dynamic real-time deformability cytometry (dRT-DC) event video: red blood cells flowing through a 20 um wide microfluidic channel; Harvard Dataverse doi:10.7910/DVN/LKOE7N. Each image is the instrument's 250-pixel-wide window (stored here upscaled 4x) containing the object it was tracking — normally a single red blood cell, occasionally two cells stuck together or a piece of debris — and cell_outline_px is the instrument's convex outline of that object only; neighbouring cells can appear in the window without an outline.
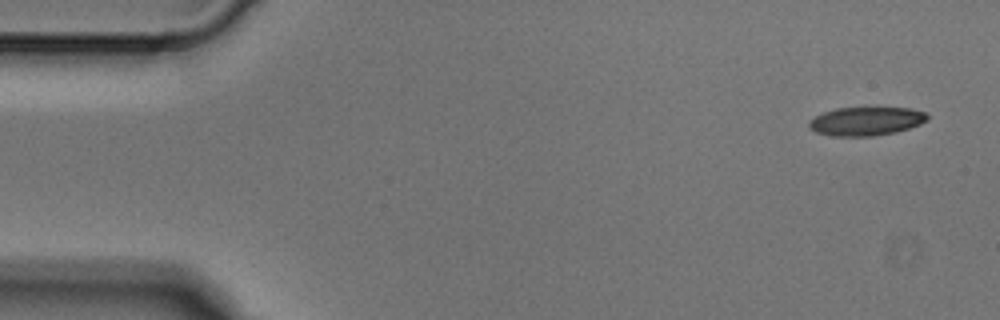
{"species": "Egyptian fruit bat (a non-hibernating species)", "species_latin": "Rousettus aegyptiacus", "temperature_condition": "cold", "stored_images_in_passage": 4, "camera_frame_rate_fps": 3000, "um_per_image_px": 0.085, "animal": {"sex": "male"}, "frame": {"image": 1, "passage_image": 1, "time_ms": 0.0, "image_size_px": [1000, 320], "cell_outline_px": [[928, 120], [920, 124], [896, 132], [872, 136], [832, 136], [816, 132], [808, 128], [808, 120], [824, 112], [836, 108], [912, 108], [924, 112], [928, 116]], "centroid_in_image_um": [73.59, 10.31], "position_along_channel_um": 11.4, "area_um2": 19.71}}
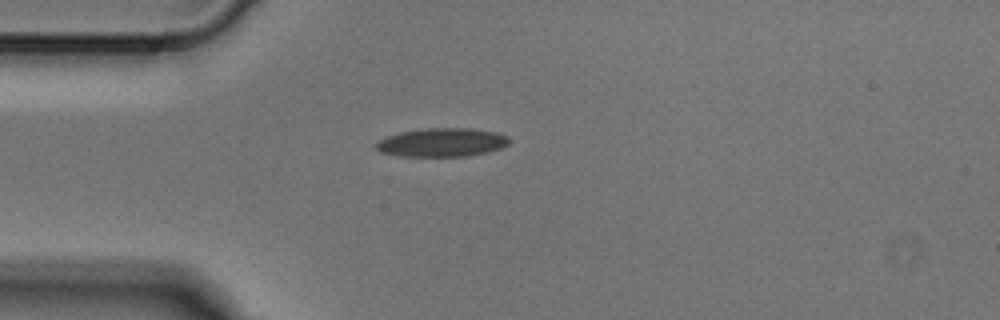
{"frame": {"image": 2, "passage_image": 4, "time_ms": 1.0, "image_size_px": [1000, 320], "cell_outline_px": [[508, 144], [500, 148], [488, 152], [468, 156], [400, 156], [380, 152], [376, 148], [376, 144], [380, 140], [388, 136], [400, 132], [424, 128], [472, 128], [496, 132], [508, 136]], "centroid_in_image_um": [37.58, 12.1], "position_along_channel_um": 47.4, "area_um2": 22.14}}